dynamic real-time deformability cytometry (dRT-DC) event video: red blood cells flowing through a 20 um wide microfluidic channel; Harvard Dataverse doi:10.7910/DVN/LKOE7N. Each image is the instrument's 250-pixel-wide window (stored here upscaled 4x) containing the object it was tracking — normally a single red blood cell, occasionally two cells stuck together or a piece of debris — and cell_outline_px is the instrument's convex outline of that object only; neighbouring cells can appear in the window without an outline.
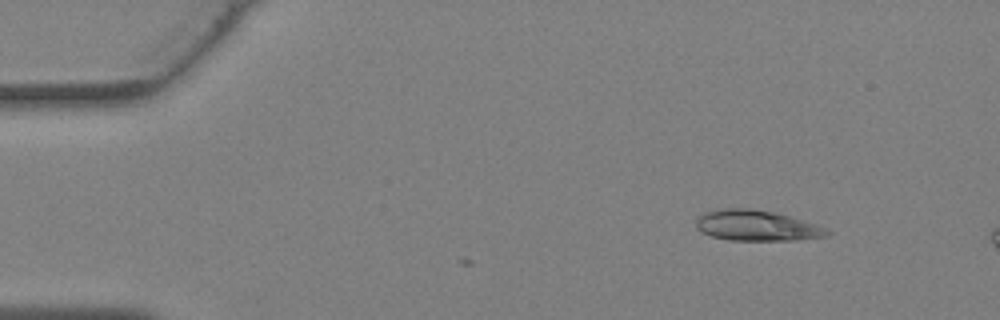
{"species": "Egyptian fruit bat (a non-hibernating species)", "species_latin": "Rousettus aegyptiacus", "temperature_condition": "warm", "stored_images_in_passage": 4, "camera_frame_rate_fps": 3000, "um_per_image_px": 0.085, "animal": {"sex": "female"}, "frame": {"image": 1, "passage_image": 4, "time_ms": 1.0, "image_size_px": [1000, 320], "cell_outline_px": [[832, 232], [828, 236], [796, 240], [728, 240], [712, 236], [700, 232], [696, 228], [696, 220], [704, 212], [716, 208], [748, 208], [772, 212], [804, 220], [828, 228]], "centroid_in_image_um": [64.31, 19.17], "position_along_channel_um": 20.7, "area_um2": 23.52}}